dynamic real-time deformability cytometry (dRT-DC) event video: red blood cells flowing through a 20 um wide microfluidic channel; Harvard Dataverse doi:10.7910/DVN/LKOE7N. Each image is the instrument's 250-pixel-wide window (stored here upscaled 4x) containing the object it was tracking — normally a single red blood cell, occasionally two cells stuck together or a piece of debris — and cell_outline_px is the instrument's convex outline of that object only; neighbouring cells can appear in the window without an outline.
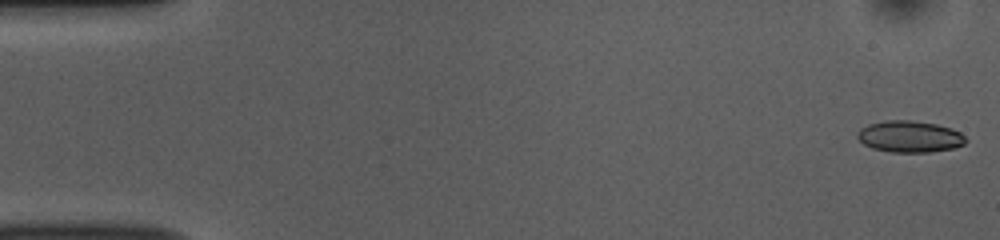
{"species": "common noctule bat (a hibernating species)", "species_latin": "Nyctalus noctula", "temperature_condition": "room temperature", "stored_images_in_passage": 47, "camera_frame_rate_fps": 3000, "um_per_image_px": 0.085, "animal": {"sex": "female", "body_mass_g": 10.0, "forearm_length_mm": 53.1}, "frame": {"image": 1, "passage_image": 1, "time_ms": 0.0, "image_size_px": [1000, 240], "cell_outline_px": [[968, 140], [964, 144], [952, 148], [928, 152], [892, 152], [872, 148], [864, 144], [856, 136], [856, 132], [860, 128], [868, 124], [888, 120], [908, 120], [936, 124], [952, 128], [960, 132]], "centroid_in_image_um": [77.31, 11.6], "position_along_channel_um": 7.7, "area_um2": 19.88}}
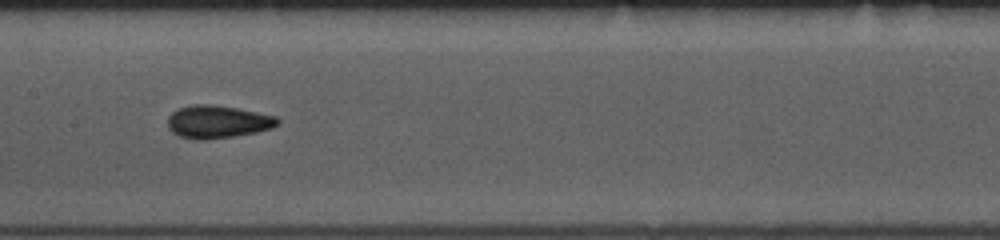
{"frame": {"image": 2, "passage_image": 26, "time_ms": 8.333, "image_size_px": [1000, 240], "cell_outline_px": [[280, 124], [272, 128], [256, 132], [232, 136], [204, 140], [196, 140], [180, 136], [172, 132], [168, 128], [168, 116], [172, 112], [180, 108], [192, 104], [212, 104], [236, 108], [276, 116], [280, 120]], "centroid_in_image_um": [18.49, 10.35], "position_along_channel_um": 188.9, "area_um2": 20.98}}
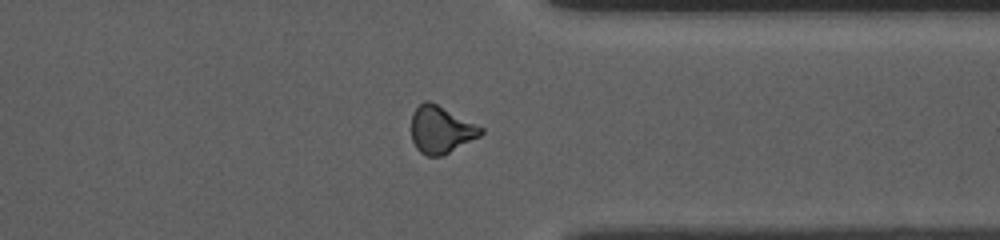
{"frame": {"image": 3, "passage_image": 41, "time_ms": 13.333, "image_size_px": [1000, 240], "cell_outline_px": [[484, 132], [480, 136], [444, 156], [428, 156], [420, 152], [416, 148], [412, 140], [412, 112], [424, 100], [428, 100], [484, 128]], "centroid_in_image_um": [37.48, 11.04], "position_along_channel_um": 373.9, "area_um2": 19.07}}